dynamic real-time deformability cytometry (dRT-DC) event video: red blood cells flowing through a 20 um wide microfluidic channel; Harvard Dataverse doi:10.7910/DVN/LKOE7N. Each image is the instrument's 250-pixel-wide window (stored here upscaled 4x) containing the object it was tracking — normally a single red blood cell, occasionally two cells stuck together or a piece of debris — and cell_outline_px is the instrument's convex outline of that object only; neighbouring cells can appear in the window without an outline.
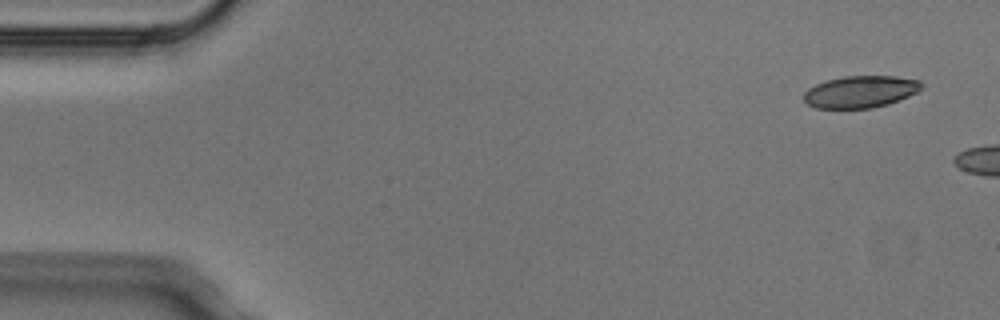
{"species": "Egyptian fruit bat (a non-hibernating species)", "species_latin": "Rousettus aegyptiacus", "temperature_condition": "cold", "stored_images_in_passage": 5, "segment_of_instrument_passage": [2, 2], "camera_frame_rate_fps": 3000, "um_per_image_px": 0.085, "animal": {"sex": "male"}, "frame": {"image": 1, "passage_image": 5, "time_ms": 1.333, "image_size_px": [1000, 320], "cell_outline_px": [[924, 88], [908, 96], [888, 104], [872, 108], [816, 108], [808, 104], [804, 100], [804, 92], [808, 88], [816, 84], [828, 80], [844, 76], [896, 76], [920, 80], [924, 84]], "centroid_in_image_um": [73.17, 7.79], "position_along_channel_um": 11.8, "area_um2": 21.96}}